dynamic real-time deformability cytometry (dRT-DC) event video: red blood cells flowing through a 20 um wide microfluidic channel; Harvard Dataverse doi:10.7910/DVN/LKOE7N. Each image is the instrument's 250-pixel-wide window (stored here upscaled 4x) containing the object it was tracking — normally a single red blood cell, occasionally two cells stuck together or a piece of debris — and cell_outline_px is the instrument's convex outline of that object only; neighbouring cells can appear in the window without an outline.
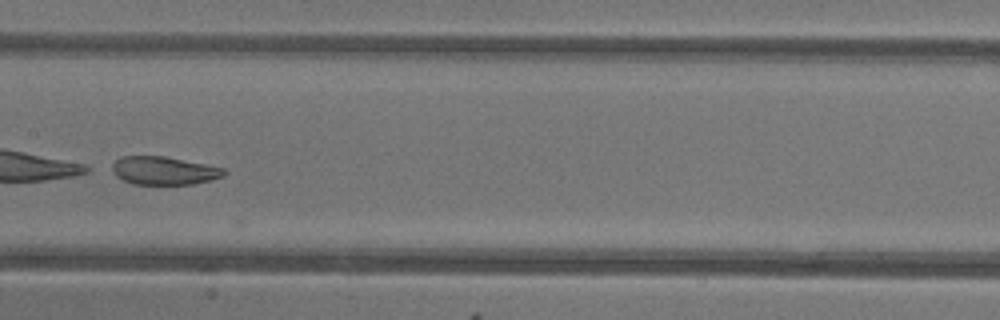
{"species": "common noctule bat (a hibernating species)", "species_latin": "Nyctalus noctula", "temperature_condition": "warm", "stored_images_in_passage": 6, "camera_frame_rate_fps": 3000, "um_per_image_px": 0.085, "animal": {"sex": "female"}, "frame": {"image": 1, "passage_image": 6, "time_ms": 6.667, "image_size_px": [1000, 320], "cell_outline_px": [[228, 172], [224, 176], [212, 180], [192, 184], [132, 184], [116, 176], [104, 168], [120, 156], [164, 156], [224, 168]], "centroid_in_image_um": [13.84, 14.5], "position_along_channel_um": 193.6, "area_um2": 18.79}}